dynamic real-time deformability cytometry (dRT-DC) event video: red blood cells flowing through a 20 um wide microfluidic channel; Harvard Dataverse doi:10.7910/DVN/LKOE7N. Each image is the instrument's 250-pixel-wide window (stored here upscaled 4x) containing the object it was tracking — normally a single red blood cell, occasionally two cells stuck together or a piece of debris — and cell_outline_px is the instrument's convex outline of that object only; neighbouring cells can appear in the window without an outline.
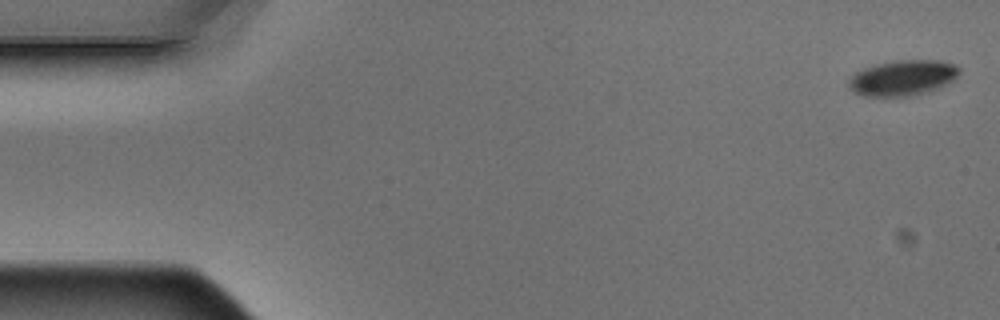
{"species": "Egyptian fruit bat (a non-hibernating species)", "species_latin": "Rousettus aegyptiacus", "temperature_condition": "warm", "stored_images_in_passage": 5, "camera_frame_rate_fps": 3000, "um_per_image_px": 0.085, "animal": {"sex": "male"}, "frame": {"image": 1, "passage_image": 1, "time_ms": 0.0, "image_size_px": [1000, 320], "cell_outline_px": [[960, 72], [952, 80], [936, 88], [924, 92], [908, 96], [864, 96], [852, 92], [848, 88], [848, 80], [856, 72], [864, 68], [876, 64], [900, 60], [936, 60], [956, 64], [960, 68]], "centroid_in_image_um": [76.69, 6.61], "position_along_channel_um": 8.3, "area_um2": 22.66}}
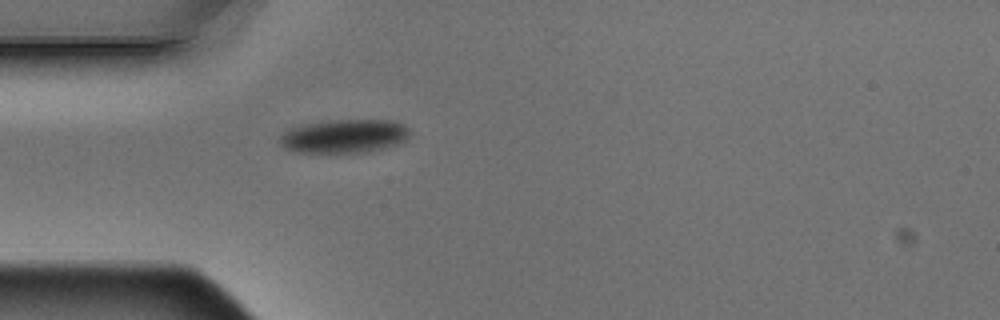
{"frame": {"image": 2, "passage_image": 5, "time_ms": 1.333, "image_size_px": [1000, 320], "cell_outline_px": [[408, 140], [396, 144], [368, 152], [296, 152], [284, 148], [280, 144], [280, 136], [284, 132], [292, 128], [304, 124], [328, 120], [392, 120], [404, 124], [408, 128]], "centroid_in_image_um": [29.27, 11.56], "position_along_channel_um": 55.7, "area_um2": 25.37}}